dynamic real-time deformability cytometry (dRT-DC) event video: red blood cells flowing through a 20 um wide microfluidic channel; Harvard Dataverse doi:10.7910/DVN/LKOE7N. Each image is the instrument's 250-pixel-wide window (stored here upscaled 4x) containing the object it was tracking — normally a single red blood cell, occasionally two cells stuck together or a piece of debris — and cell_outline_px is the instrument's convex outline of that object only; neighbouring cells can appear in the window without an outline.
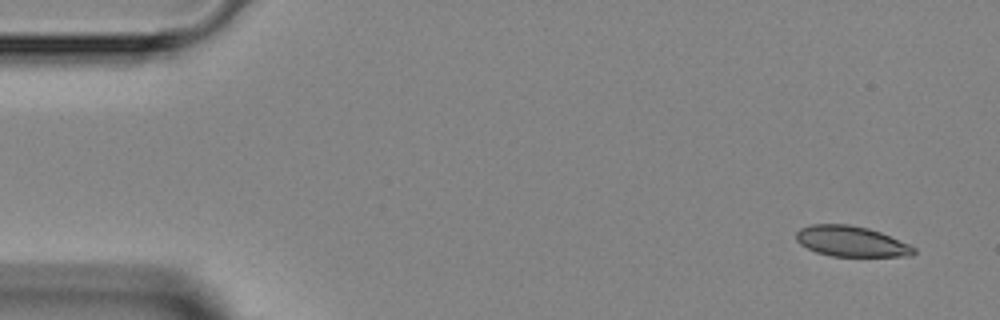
{"species": "Egyptian fruit bat (a non-hibernating species)", "species_latin": "Rousettus aegyptiacus", "temperature_condition": "room temperature", "stored_images_in_passage": 5, "camera_frame_rate_fps": 3000, "um_per_image_px": 0.085, "animal": {"sex": "female"}, "frame": {"image": 1, "passage_image": 1, "time_ms": 0.0, "image_size_px": [1000, 320], "cell_outline_px": [[916, 252], [908, 256], [832, 256], [816, 252], [800, 244], [796, 240], [796, 232], [800, 228], [812, 224], [848, 224], [868, 228], [880, 232], [908, 244], [916, 248]], "centroid_in_image_um": [72.33, 20.51], "position_along_channel_um": 12.7, "area_um2": 20.81}}
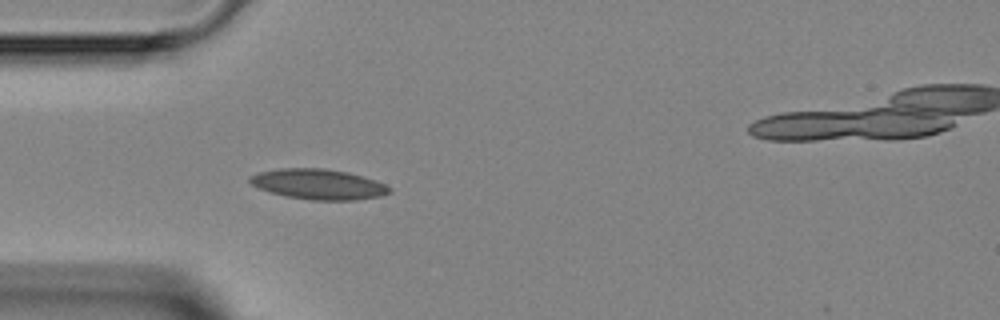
{"frame": {"image": 2, "passage_image": 4, "time_ms": 3.667, "image_size_px": [1000, 320], "cell_outline_px": [[392, 192], [380, 196], [352, 200], [312, 200], [288, 196], [268, 192], [252, 184], [248, 180], [248, 176], [260, 172], [280, 168], [324, 168], [348, 172], [364, 176], [376, 180], [392, 188]], "centroid_in_image_um": [27.08, 15.65], "position_along_channel_um": 57.9, "area_um2": 24.68}}